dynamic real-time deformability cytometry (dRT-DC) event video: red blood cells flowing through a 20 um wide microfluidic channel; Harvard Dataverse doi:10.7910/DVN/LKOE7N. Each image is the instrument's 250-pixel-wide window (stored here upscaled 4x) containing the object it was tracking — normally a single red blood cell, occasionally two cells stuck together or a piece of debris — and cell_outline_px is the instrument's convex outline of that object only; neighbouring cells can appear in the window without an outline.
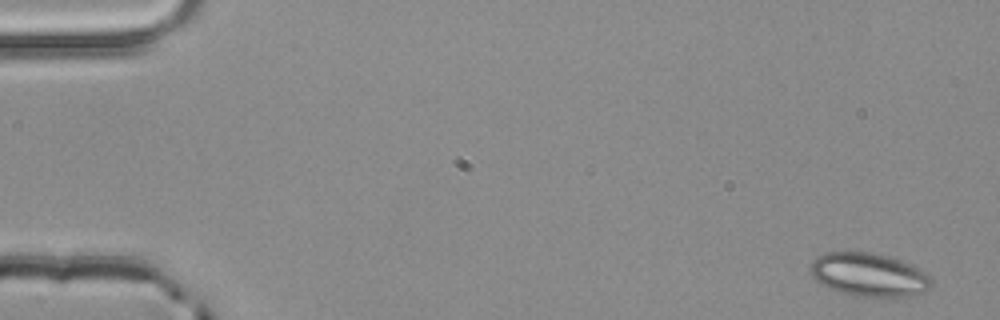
{"species": "common noctule bat (a hibernating species)", "species_latin": "Nyctalus noctula", "temperature_condition": "room temperature", "stored_images_in_passage": 4, "camera_frame_rate_fps": 3000, "um_per_image_px": 0.085, "animal": {"sex": "male", "body_mass_g": 20.4}, "frame": {"image": 1, "passage_image": 1, "time_ms": 0.0, "image_size_px": [1000, 320], "cell_outline_px": [[932, 284], [924, 292], [908, 296], [864, 296], [840, 292], [828, 288], [816, 280], [812, 276], [808, 268], [812, 260], [816, 256], [824, 252], [872, 252], [888, 256], [912, 264], [920, 268], [932, 276]], "centroid_in_image_um": [73.85, 23.33], "position_along_channel_um": 11.1, "area_um2": 30.81}}